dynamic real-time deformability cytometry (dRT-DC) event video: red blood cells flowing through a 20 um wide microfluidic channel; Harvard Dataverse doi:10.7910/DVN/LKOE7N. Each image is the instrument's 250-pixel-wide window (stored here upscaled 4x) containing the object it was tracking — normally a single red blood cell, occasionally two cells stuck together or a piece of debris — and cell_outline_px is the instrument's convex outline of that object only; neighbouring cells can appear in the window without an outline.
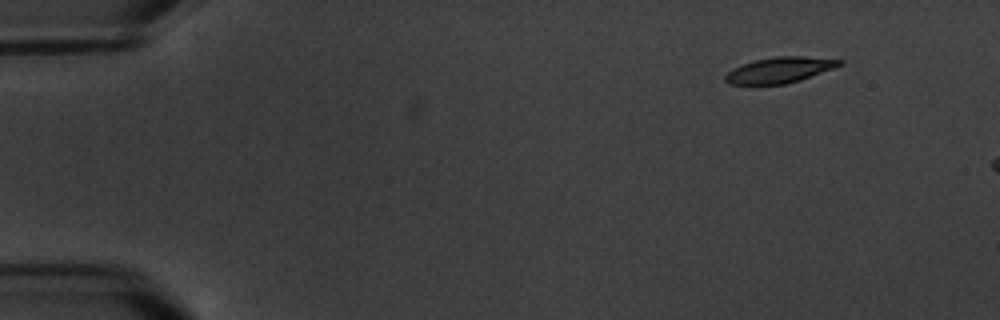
{"species": "common noctule bat (a hibernating species)", "species_latin": "Nyctalus noctula", "temperature_condition": "warm", "stored_images_in_passage": 6, "segment_of_instrument_passage": [2, 2], "camera_frame_rate_fps": 3000, "um_per_image_px": 0.085, "animal": {"sex": "male", "body_mass_g": 20.1, "forearm_length_mm": 53.5}, "frame": {"image": 1, "passage_image": 6, "time_ms": 6.667, "image_size_px": [1000, 320], "cell_outline_px": [[844, 64], [800, 80], [784, 84], [728, 84], [724, 80], [724, 76], [732, 68], [756, 60], [776, 56], [804, 56], [844, 60]], "centroid_in_image_um": [66.27, 5.94], "position_along_channel_um": 18.7, "area_um2": 16.99}}